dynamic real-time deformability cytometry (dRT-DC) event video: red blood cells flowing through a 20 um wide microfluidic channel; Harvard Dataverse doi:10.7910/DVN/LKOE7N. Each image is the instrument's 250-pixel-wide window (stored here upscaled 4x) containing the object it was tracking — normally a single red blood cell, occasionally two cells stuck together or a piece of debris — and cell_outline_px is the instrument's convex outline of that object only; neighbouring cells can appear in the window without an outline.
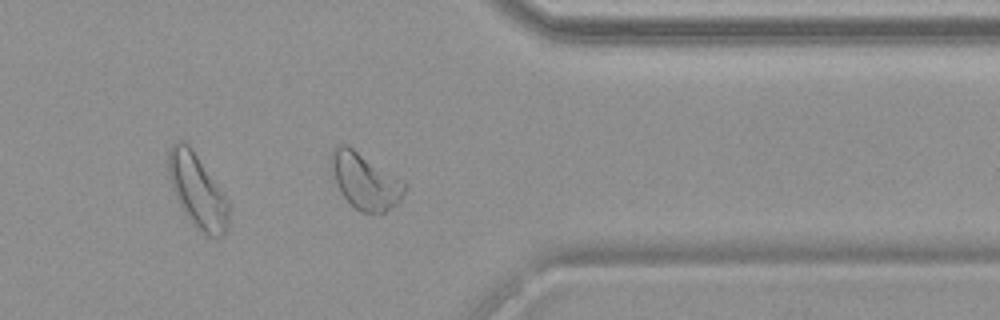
{"species": "common noctule bat (a hibernating species)", "species_latin": "Nyctalus noctula", "temperature_condition": "warm", "stored_images_in_passage": 37, "camera_frame_rate_fps": 3000, "um_per_image_px": 0.085, "animal": {"sex": "female", "body_mass_g": 19.9}, "frame": {"image": 1, "passage_image": 27, "time_ms": 8.667, "image_size_px": [1000, 320], "cell_outline_px": [[408, 184], [400, 200], [396, 204], [384, 212], [364, 212], [356, 208], [340, 192], [336, 184], [328, 160], [332, 148], [336, 144], [348, 144], [404, 180]], "centroid_in_image_um": [31.01, 15.32], "position_along_channel_um": 380.4, "area_um2": 24.28}}